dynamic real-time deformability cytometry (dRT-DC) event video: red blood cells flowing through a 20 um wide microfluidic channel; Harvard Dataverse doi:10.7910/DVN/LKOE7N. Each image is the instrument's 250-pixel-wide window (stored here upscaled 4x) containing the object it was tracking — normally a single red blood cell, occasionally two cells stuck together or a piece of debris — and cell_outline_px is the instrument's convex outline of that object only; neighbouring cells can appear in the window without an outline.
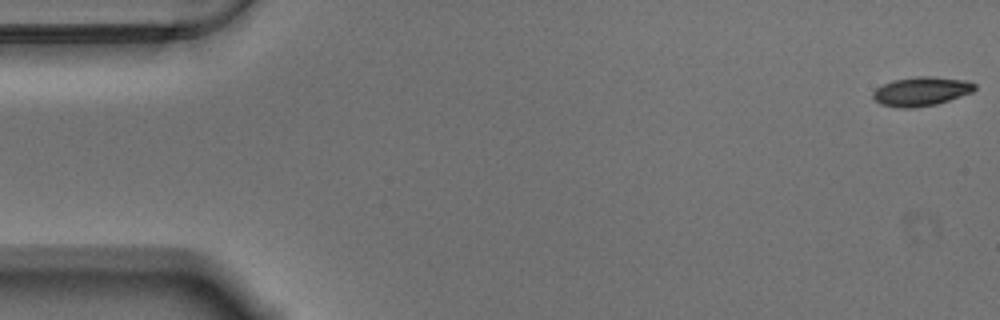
{"species": "Egyptian fruit bat (a non-hibernating species)", "species_latin": "Rousettus aegyptiacus", "temperature_condition": "warm", "stored_images_in_passage": 13, "camera_frame_rate_fps": 3000, "um_per_image_px": 0.085, "animal": {"sex": "male"}, "frame": {"image": 1, "passage_image": 1, "time_ms": 0.0, "image_size_px": [1000, 320], "cell_outline_px": [[976, 88], [972, 92], [936, 104], [912, 108], [900, 108], [880, 104], [872, 96], [872, 92], [876, 88], [892, 80], [916, 76], [932, 76], [968, 80], [976, 84]], "centroid_in_image_um": [78.3, 7.75], "position_along_channel_um": 6.7, "area_um2": 17.28}}